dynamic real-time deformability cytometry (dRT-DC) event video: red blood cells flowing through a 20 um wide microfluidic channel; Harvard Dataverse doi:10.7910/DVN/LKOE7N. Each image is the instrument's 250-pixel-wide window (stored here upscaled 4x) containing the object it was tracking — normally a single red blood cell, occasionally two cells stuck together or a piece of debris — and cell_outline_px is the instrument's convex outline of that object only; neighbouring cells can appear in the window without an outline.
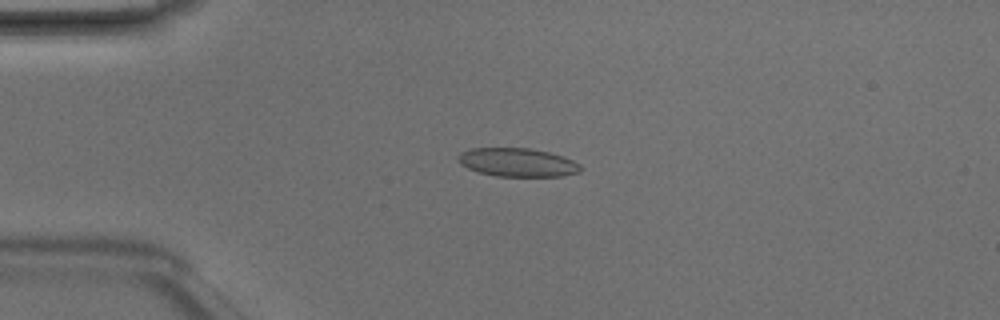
{"species": "Egyptian fruit bat (a non-hibernating species)", "species_latin": "Rousettus aegyptiacus", "temperature_condition": "room temperature", "stored_images_in_passage": 5, "camera_frame_rate_fps": 3000, "um_per_image_px": 0.085, "animal": {"sex": "male"}, "frame": {"image": 1, "passage_image": 3, "time_ms": 0.667, "image_size_px": [1000, 320], "cell_outline_px": [[584, 168], [580, 172], [560, 176], [496, 176], [480, 172], [468, 168], [460, 164], [456, 156], [460, 152], [472, 148], [528, 148], [548, 152], [572, 160], [580, 164]], "centroid_in_image_um": [43.97, 13.8], "position_along_channel_um": 41.0, "area_um2": 20.29}}